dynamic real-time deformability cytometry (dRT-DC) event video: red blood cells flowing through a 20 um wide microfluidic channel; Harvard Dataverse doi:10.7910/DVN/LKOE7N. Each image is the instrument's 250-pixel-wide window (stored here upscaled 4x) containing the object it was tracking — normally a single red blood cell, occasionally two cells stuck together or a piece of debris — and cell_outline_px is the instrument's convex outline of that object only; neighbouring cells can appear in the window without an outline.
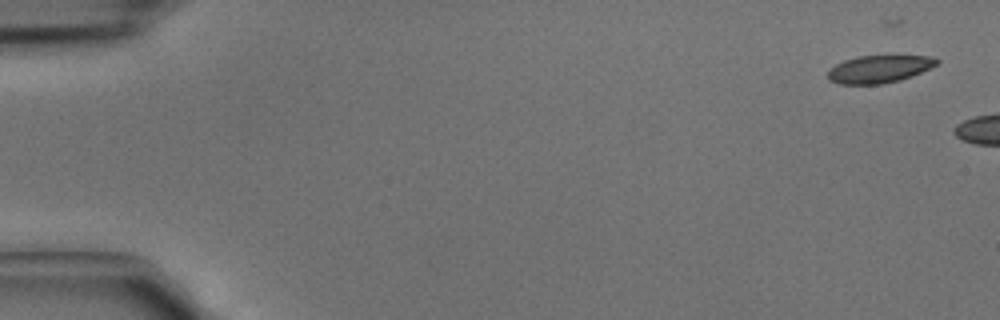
{"species": "common noctule bat (a hibernating species)", "species_latin": "Nyctalus noctula", "temperature_condition": "cold", "stored_images_in_passage": 4, "camera_frame_rate_fps": 3000, "um_per_image_px": 0.085, "animal": {"sex": "male", "body_mass_g": 15.6}, "frame": {"image": 1, "passage_image": 1, "time_ms": 0.0, "image_size_px": [1000, 320], "cell_outline_px": [[940, 60], [936, 64], [912, 76], [900, 80], [880, 84], [840, 84], [828, 80], [828, 68], [844, 60], [856, 56], [932, 56]], "centroid_in_image_um": [74.67, 5.87], "position_along_channel_um": 10.3, "area_um2": 17.4}}